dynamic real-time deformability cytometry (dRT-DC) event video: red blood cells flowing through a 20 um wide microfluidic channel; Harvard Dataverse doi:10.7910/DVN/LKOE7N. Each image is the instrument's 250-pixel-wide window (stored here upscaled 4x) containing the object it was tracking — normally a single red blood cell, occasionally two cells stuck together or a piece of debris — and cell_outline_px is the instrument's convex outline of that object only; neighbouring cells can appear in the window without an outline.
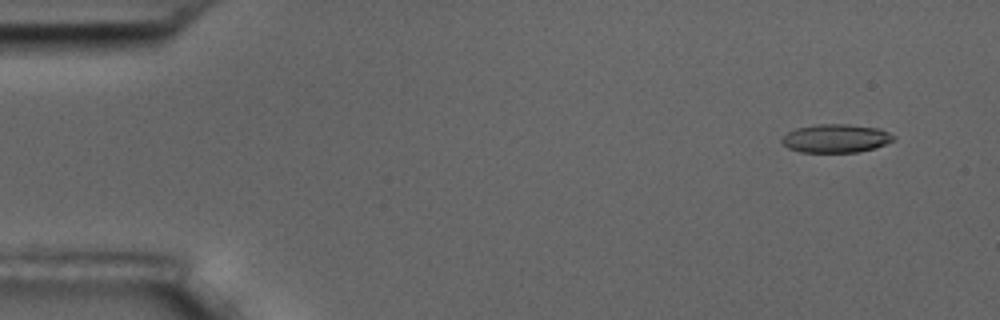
{"species": "common noctule bat (a hibernating species)", "species_latin": "Nyctalus noctula", "temperature_condition": "room temperature", "stored_images_in_passage": 5, "camera_frame_rate_fps": 3000, "um_per_image_px": 0.085, "animal": {"sex": "male", "body_mass_g": 17.5, "forearm_length_mm": 52.3}, "frame": {"image": 1, "passage_image": 2, "time_ms": 1.0, "image_size_px": [1000, 320], "cell_outline_px": [[896, 140], [876, 148], [860, 152], [800, 152], [788, 148], [780, 140], [788, 132], [796, 128], [816, 124], [848, 124], [880, 128], [896, 136]], "centroid_in_image_um": [71.1, 11.76], "position_along_channel_um": 13.9, "area_um2": 18.73}}
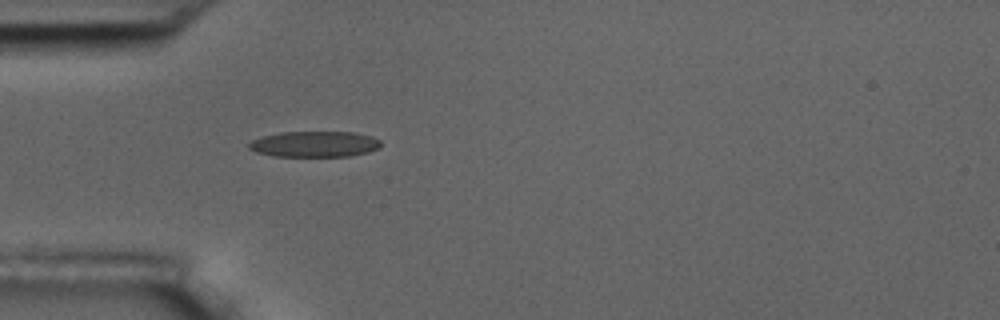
{"frame": {"image": 2, "passage_image": 5, "time_ms": 5.333, "image_size_px": [1000, 320], "cell_outline_px": [[380, 148], [368, 152], [348, 156], [272, 156], [256, 152], [248, 148], [248, 144], [252, 140], [260, 136], [280, 132], [352, 132], [372, 136], [380, 140]], "centroid_in_image_um": [26.71, 12.24], "position_along_channel_um": 58.3, "area_um2": 19.94}}